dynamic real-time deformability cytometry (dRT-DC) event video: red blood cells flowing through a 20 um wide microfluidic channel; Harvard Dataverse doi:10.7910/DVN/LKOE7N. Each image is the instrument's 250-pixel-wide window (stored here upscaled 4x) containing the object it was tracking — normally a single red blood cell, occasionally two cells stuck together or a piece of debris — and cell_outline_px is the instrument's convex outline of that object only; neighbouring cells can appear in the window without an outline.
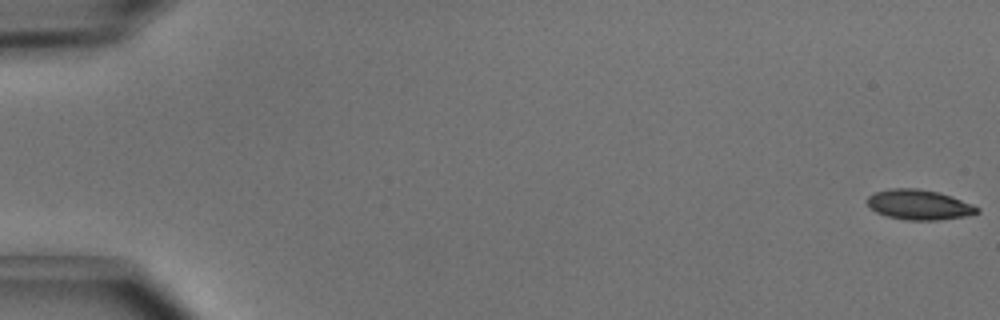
{"species": "common noctule bat (a hibernating species)", "species_latin": "Nyctalus noctula", "temperature_condition": "cold", "stored_images_in_passage": 51, "camera_frame_rate_fps": 3000, "um_per_image_px": 0.085, "animal": {"sex": "male", "body_mass_g": 15.6}, "frame": {"image": 1, "passage_image": 1, "time_ms": 0.0, "image_size_px": [1000, 320], "cell_outline_px": [[980, 212], [968, 216], [936, 220], [908, 220], [888, 216], [876, 212], [868, 204], [868, 196], [876, 192], [888, 188], [920, 188], [940, 192], [952, 196], [972, 204], [980, 208]], "centroid_in_image_um": [78.16, 17.39], "position_along_channel_um": 6.8, "area_um2": 19.31}}
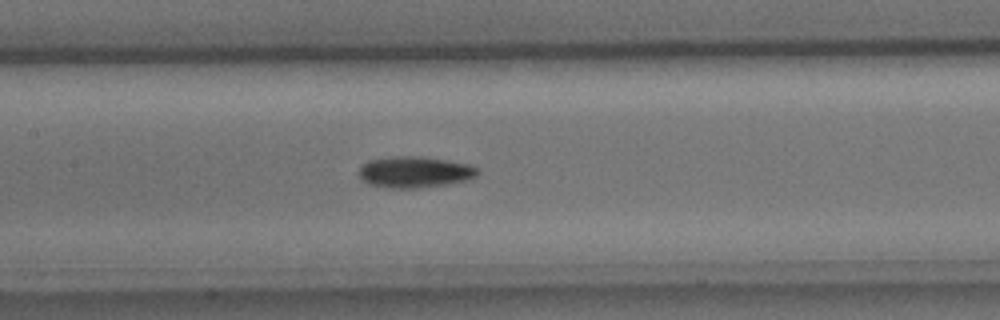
{"frame": {"image": 2, "passage_image": 25, "time_ms": 8.0, "image_size_px": [1000, 320], "cell_outline_px": [[480, 172], [476, 176], [468, 180], [448, 184], [416, 188], [388, 188], [368, 184], [360, 180], [360, 164], [368, 160], [392, 156], [420, 156], [448, 160], [468, 164], [480, 168]], "centroid_in_image_um": [35.25, 14.62], "position_along_channel_um": 172.2, "area_um2": 21.96}}
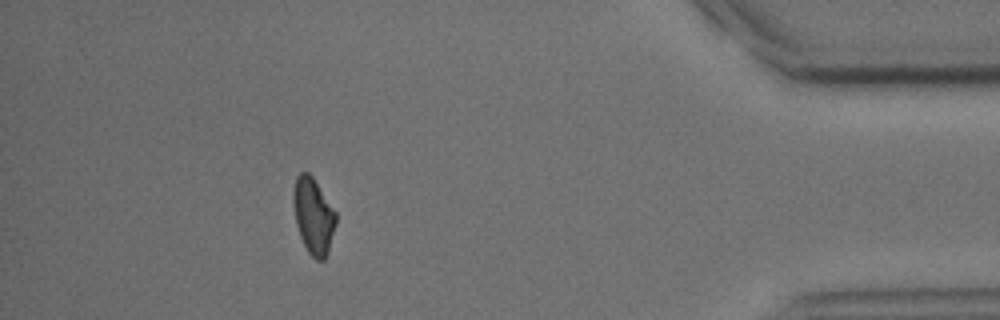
{"frame": {"image": 3, "passage_image": 46, "time_ms": 15.0, "image_size_px": [1000, 320], "cell_outline_px": [[336, 224], [328, 252], [324, 260], [316, 260], [308, 252], [300, 236], [296, 224], [292, 200], [292, 192], [296, 176], [300, 172], [308, 172], [312, 176], [336, 212]], "centroid_in_image_um": [26.62, 18.34], "position_along_channel_um": 408.6, "area_um2": 18.9}, "authors_computed_cell_mechanics": {"area_um2": 19.7098, "velocity_mm_per_s": 4.0316, "shape_relaxation_time_tau1_ms": 2.8026, "shape_relaxation_time_tau2_ms": null, "deformation_change_tau1": 0.1236, "deformation_change_tau2": null}}